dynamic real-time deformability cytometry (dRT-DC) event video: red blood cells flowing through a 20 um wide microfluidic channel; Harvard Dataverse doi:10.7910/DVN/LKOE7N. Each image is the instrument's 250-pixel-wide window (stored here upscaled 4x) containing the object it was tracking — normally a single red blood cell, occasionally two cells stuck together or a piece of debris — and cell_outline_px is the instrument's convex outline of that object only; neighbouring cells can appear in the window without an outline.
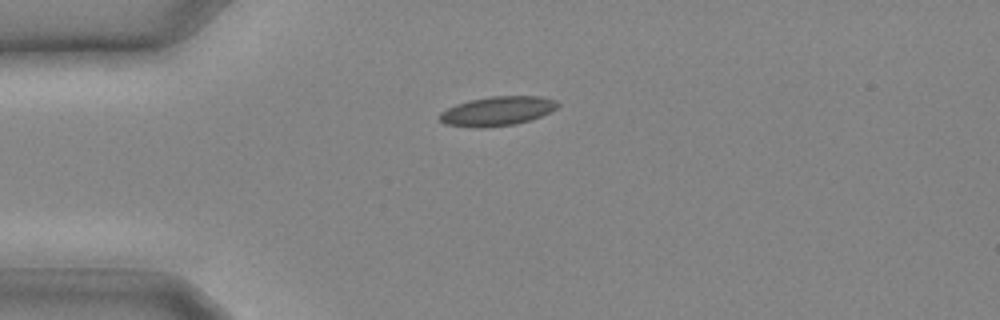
{"species": "common noctule bat (a hibernating species)", "species_latin": "Nyctalus noctula", "temperature_condition": "cold", "stored_images_in_passage": 6, "camera_frame_rate_fps": 3000, "um_per_image_px": 0.085, "animal": {"sex": "male", "body_mass_g": 20.4}, "frame": {"image": 1, "passage_image": 1, "time_ms": 0.0, "image_size_px": [1000, 320], "cell_outline_px": [[560, 104], [556, 108], [540, 116], [516, 124], [484, 128], [480, 128], [444, 124], [440, 120], [440, 112], [456, 104], [468, 100], [492, 96], [540, 96], [556, 100]], "centroid_in_image_um": [42.25, 9.44], "position_along_channel_um": 42.7, "area_um2": 20.06}}
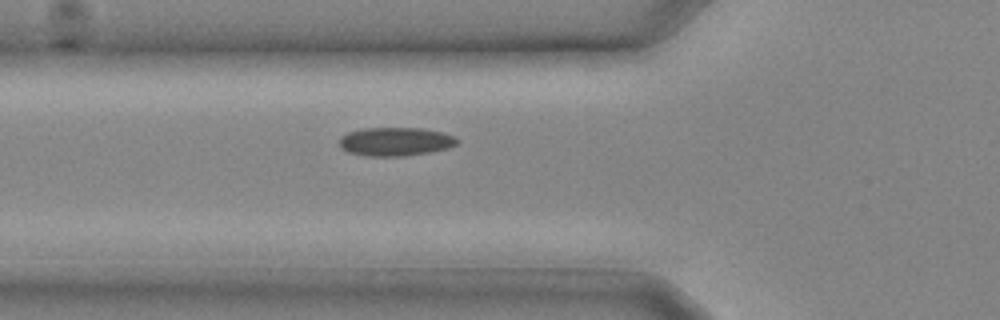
{"frame": {"image": 2, "passage_image": 4, "time_ms": 1.0, "image_size_px": [1000, 320], "cell_outline_px": [[460, 140], [456, 144], [448, 148], [432, 152], [404, 156], [368, 156], [348, 152], [340, 148], [340, 136], [348, 132], [364, 128], [420, 128], [440, 132], [452, 136]], "centroid_in_image_um": [33.59, 12.04], "position_along_channel_um": 92.2, "area_um2": 19.59}}
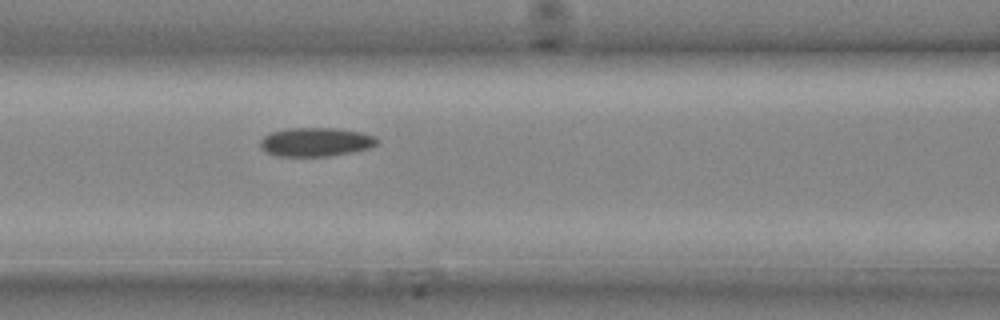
{"frame": {"image": 3, "passage_image": 6, "time_ms": 1.667, "image_size_px": [1000, 320], "cell_outline_px": [[380, 140], [376, 144], [368, 148], [352, 152], [328, 156], [276, 156], [260, 148], [260, 140], [264, 136], [272, 132], [288, 128], [336, 128], [360, 132], [376, 136]], "centroid_in_image_um": [26.84, 12.06], "position_along_channel_um": 139.8, "area_um2": 19.59}}